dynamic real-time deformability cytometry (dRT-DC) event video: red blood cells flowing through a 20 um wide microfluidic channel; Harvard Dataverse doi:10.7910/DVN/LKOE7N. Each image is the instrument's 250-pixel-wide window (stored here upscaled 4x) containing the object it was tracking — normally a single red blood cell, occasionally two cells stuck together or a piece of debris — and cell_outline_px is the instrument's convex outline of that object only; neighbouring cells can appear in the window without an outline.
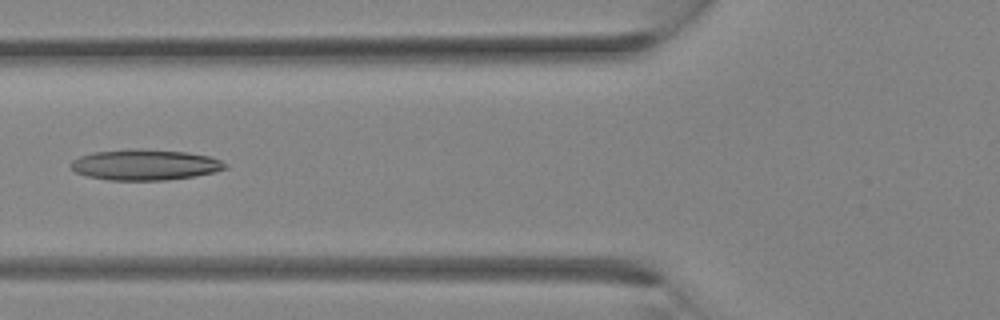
{"species": "Egyptian fruit bat (a non-hibernating species)", "species_latin": "Rousettus aegyptiacus", "temperature_condition": "room temperature", "stored_images_in_passage": 19, "camera_frame_rate_fps": 3000, "um_per_image_px": 0.085, "animal": {"sex": "female"}, "frame": {"image": 1, "passage_image": 12, "time_ms": 3.667, "image_size_px": [1000, 320], "cell_outline_px": [[228, 168], [196, 176], [164, 180], [108, 180], [88, 176], [76, 172], [68, 164], [72, 160], [80, 156], [92, 152], [136, 148], [188, 152], [208, 156], [220, 160], [228, 164]], "centroid_in_image_um": [12.32, 14.0], "position_along_channel_um": 113.5, "area_um2": 27.74}}
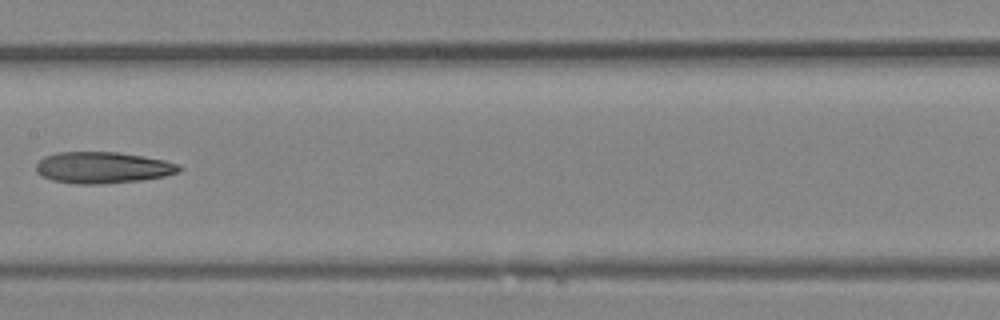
{"frame": {"image": 2, "passage_image": 16, "time_ms": 5.0, "image_size_px": [1000, 320], "cell_outline_px": [[184, 168], [180, 172], [164, 176], [140, 180], [100, 184], [76, 184], [52, 180], [36, 172], [36, 164], [44, 156], [56, 152], [120, 152], [144, 156], [164, 160], [180, 164]], "centroid_in_image_um": [8.76, 14.24], "position_along_channel_um": 198.6, "area_um2": 26.36}}
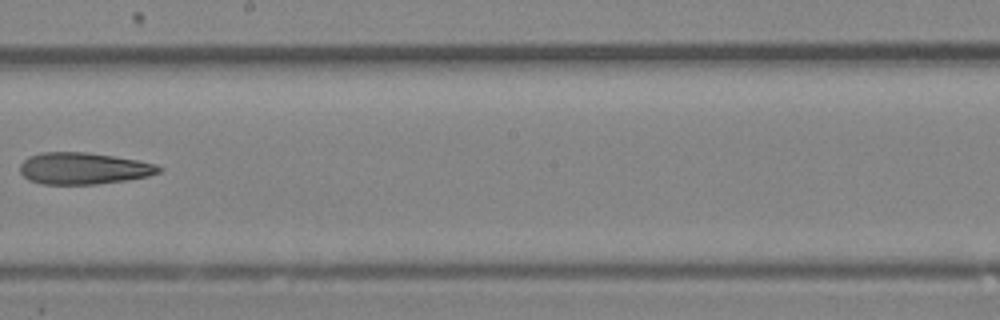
{"frame": {"image": 3, "passage_image": 18, "time_ms": 5.667, "image_size_px": [1000, 320], "cell_outline_px": [[164, 168], [160, 172], [148, 176], [124, 180], [96, 184], [40, 184], [28, 180], [20, 172], [20, 164], [28, 156], [40, 152], [88, 152], [136, 160], [156, 164]], "centroid_in_image_um": [7.07, 14.31], "position_along_channel_um": 241.1, "area_um2": 25.66}}